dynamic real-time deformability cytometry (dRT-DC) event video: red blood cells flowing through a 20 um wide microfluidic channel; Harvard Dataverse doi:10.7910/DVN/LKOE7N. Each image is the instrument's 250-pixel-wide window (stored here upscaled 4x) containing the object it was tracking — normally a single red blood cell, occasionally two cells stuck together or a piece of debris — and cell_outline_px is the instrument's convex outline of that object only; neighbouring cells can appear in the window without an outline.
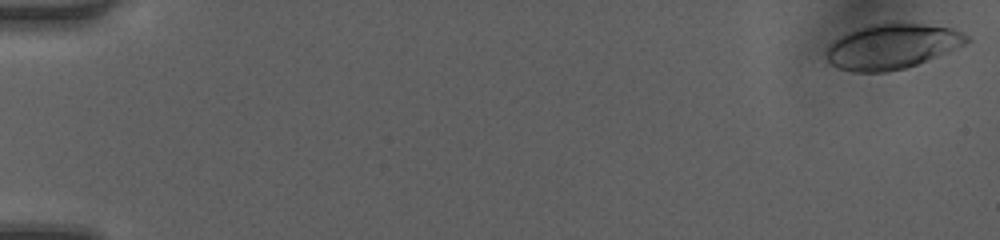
{"species": "human", "species_latin": "Homo sapiens", "temperature_condition": "room temperature", "stored_images_in_passage": 14, "camera_frame_rate_fps": 3000, "um_per_image_px": 0.085, "donor": {"sex": "female"}, "frame": {"image": 1, "passage_image": 1, "time_ms": 0.0, "image_size_px": [1000, 240], "cell_outline_px": [[972, 40], [948, 52], [916, 64], [904, 68], [884, 72], [852, 72], [836, 68], [828, 64], [824, 56], [828, 48], [836, 40], [868, 24], [924, 24], [952, 28], [968, 36]], "centroid_in_image_um": [75.81, 3.97], "position_along_channel_um": 9.2, "area_um2": 36.3}}
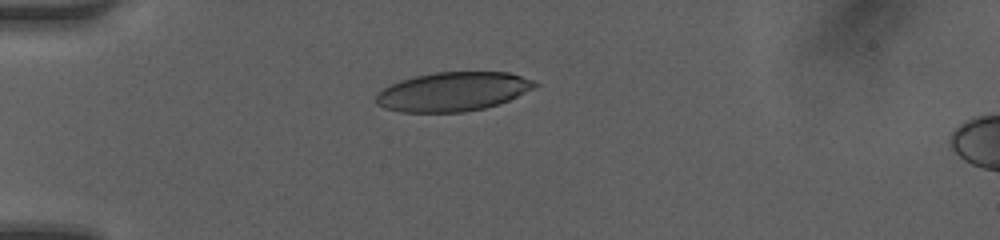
{"frame": {"image": 2, "passage_image": 9, "time_ms": 2.667, "image_size_px": [1000, 240], "cell_outline_px": [[540, 84], [500, 104], [484, 108], [464, 112], [400, 112], [384, 108], [376, 104], [376, 96], [384, 88], [400, 80], [416, 76], [436, 72], [508, 72], [532, 80]], "centroid_in_image_um": [38.48, 7.79], "position_along_channel_um": 46.5, "area_um2": 35.84}}
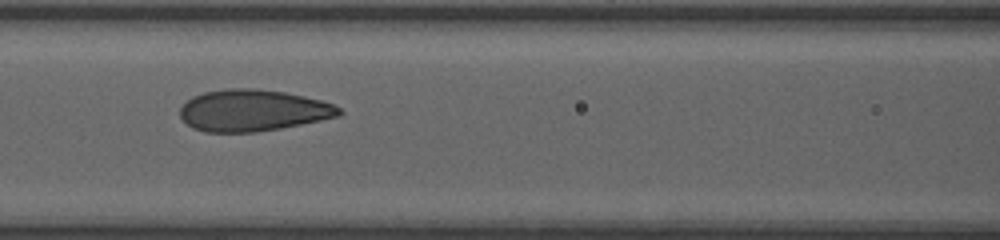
{"frame": {"image": 3, "passage_image": 13, "time_ms": 4.0, "image_size_px": [1000, 240], "cell_outline_px": [[344, 112], [340, 116], [280, 128], [256, 132], [204, 132], [192, 128], [180, 116], [180, 108], [192, 96], [204, 92], [224, 88], [256, 88], [284, 92], [304, 96], [320, 100], [332, 104], [340, 108]], "centroid_in_image_um": [21.48, 9.38], "position_along_channel_um": 145.1, "area_um2": 38.55}}